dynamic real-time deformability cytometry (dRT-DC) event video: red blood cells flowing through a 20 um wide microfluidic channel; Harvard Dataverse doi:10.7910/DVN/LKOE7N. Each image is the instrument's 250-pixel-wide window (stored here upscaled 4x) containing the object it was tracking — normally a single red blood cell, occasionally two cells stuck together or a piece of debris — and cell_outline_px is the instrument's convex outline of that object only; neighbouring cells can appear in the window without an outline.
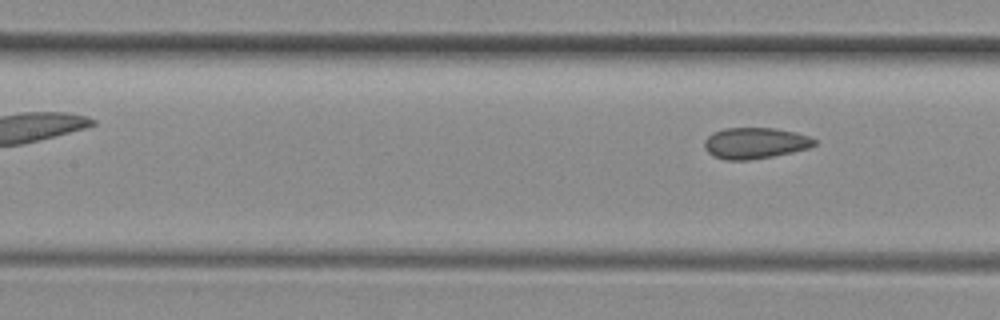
{"species": "common noctule bat (a hibernating species)", "species_latin": "Nyctalus noctula", "temperature_condition": "room temperature", "stored_images_in_passage": 5, "camera_frame_rate_fps": 3000, "um_per_image_px": 0.085, "animal": {"sex": "female", "body_mass_g": 29.2, "forearm_length_mm": 56.3}, "frame": {"image": 1, "passage_image": 5, "time_ms": 1.333, "image_size_px": [1000, 320], "cell_outline_px": [[816, 144], [808, 148], [792, 152], [772, 156], [748, 160], [724, 160], [712, 156], [704, 148], [704, 140], [712, 132], [724, 128], [776, 128], [796, 132], [808, 136], [816, 140]], "centroid_in_image_um": [64.14, 12.16], "position_along_channel_um": 143.3, "area_um2": 20.06}}